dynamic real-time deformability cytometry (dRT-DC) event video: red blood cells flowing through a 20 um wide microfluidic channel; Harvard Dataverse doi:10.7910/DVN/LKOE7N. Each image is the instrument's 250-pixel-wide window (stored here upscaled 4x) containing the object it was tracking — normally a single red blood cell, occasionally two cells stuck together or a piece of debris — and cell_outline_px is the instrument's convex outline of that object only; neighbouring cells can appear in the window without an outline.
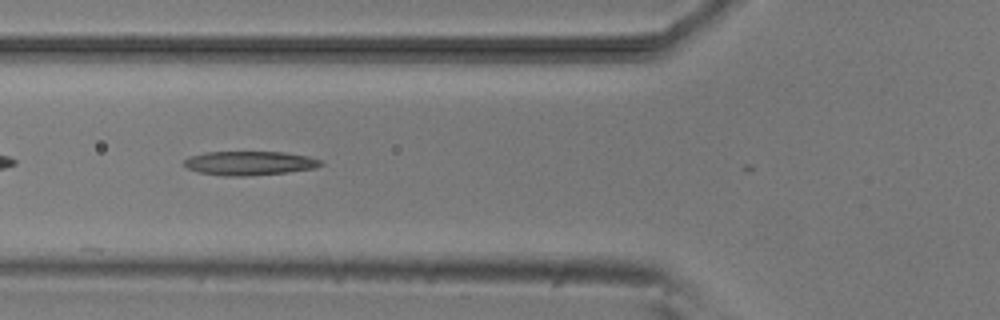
{"species": "common noctule bat (a hibernating species)", "species_latin": "Nyctalus noctula", "temperature_condition": "room temperature", "stored_images_in_passage": 8, "camera_frame_rate_fps": 3000, "um_per_image_px": 0.085, "animal": {"sex": "male", "body_mass_g": 20.5, "forearm_length_mm": 52.5}, "frame": {"image": 1, "passage_image": 6, "time_ms": 5.667, "image_size_px": [1000, 320], "cell_outline_px": [[324, 164], [316, 168], [288, 172], [248, 176], [224, 176], [200, 172], [188, 168], [184, 164], [184, 160], [188, 156], [204, 152], [284, 152], [308, 156], [320, 160]], "centroid_in_image_um": [21.22, 13.86], "position_along_channel_um": 104.6, "area_um2": 19.19}}
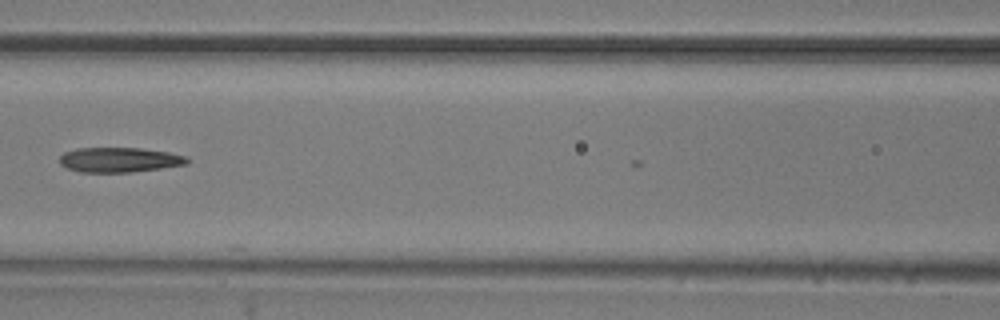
{"frame": {"image": 2, "passage_image": 7, "time_ms": 7.0, "image_size_px": [1000, 320], "cell_outline_px": [[188, 164], [132, 172], [80, 172], [68, 168], [60, 164], [60, 156], [64, 152], [76, 148], [140, 148], [168, 152], [184, 156], [188, 160]], "centroid_in_image_um": [10.12, 13.58], "position_along_channel_um": 156.5, "area_um2": 18.32}}